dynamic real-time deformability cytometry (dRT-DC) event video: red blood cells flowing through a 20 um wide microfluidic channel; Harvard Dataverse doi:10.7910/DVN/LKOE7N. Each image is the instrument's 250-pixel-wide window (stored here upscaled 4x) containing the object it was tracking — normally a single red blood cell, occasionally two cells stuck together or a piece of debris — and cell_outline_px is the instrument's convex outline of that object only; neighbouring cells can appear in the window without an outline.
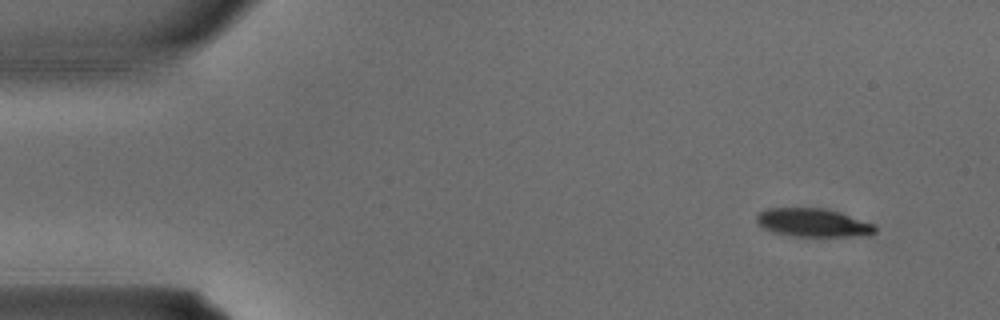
{"species": "common noctule bat (a hibernating species)", "species_latin": "Nyctalus noctula", "temperature_condition": "warm", "stored_images_in_passage": 4, "camera_frame_rate_fps": 3000, "um_per_image_px": 0.085, "animal": {"sex": "male", "body_mass_g": 15.6}, "frame": {"image": 1, "passage_image": 1, "time_ms": 0.0, "image_size_px": [1000, 320], "cell_outline_px": [[876, 232], [868, 236], [792, 236], [772, 232], [764, 228], [756, 220], [756, 216], [764, 208], [824, 208], [840, 212], [876, 224]], "centroid_in_image_um": [69.15, 18.93], "position_along_channel_um": 15.9, "area_um2": 19.77}}